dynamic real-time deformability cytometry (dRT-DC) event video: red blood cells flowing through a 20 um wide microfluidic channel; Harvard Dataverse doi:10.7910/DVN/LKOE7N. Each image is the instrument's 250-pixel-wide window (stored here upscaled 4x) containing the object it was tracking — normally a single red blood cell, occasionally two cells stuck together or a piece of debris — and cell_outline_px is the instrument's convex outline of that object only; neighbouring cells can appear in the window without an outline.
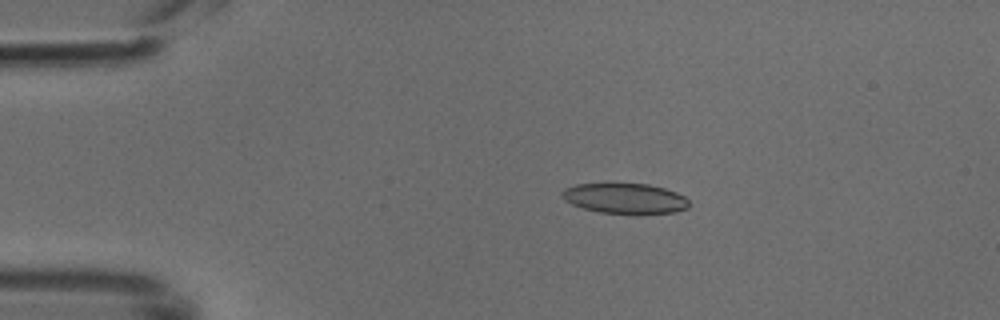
{"species": "common noctule bat (a hibernating species)", "species_latin": "Nyctalus noctula", "temperature_condition": "cold", "stored_images_in_passage": 49, "camera_frame_rate_fps": 3000, "um_per_image_px": 0.085, "animal": {"sex": "male", "body_mass_g": 18.8}, "frame": {"image": 1, "passage_image": 10, "time_ms": 3.0, "image_size_px": [1000, 320], "cell_outline_px": [[688, 208], [676, 212], [600, 212], [584, 208], [572, 204], [564, 200], [564, 188], [576, 184], [648, 184], [664, 188], [676, 192], [684, 196], [688, 200]], "centroid_in_image_um": [53.14, 16.84], "position_along_channel_um": 31.9, "area_um2": 21.68}}
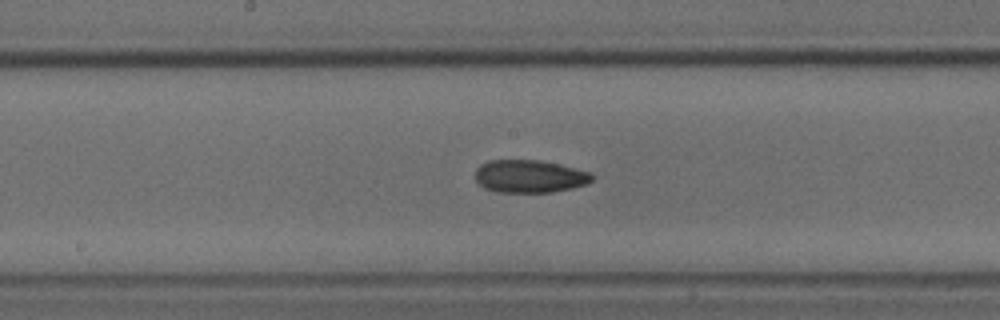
{"frame": {"image": 2, "passage_image": 26, "time_ms": 8.333, "image_size_px": [1000, 320], "cell_outline_px": [[592, 180], [588, 184], [572, 188], [552, 192], [496, 192], [484, 188], [476, 180], [476, 168], [480, 164], [488, 160], [540, 160], [588, 172], [592, 176]], "centroid_in_image_um": [44.97, 14.99], "position_along_channel_um": 203.2, "area_um2": 22.14}}
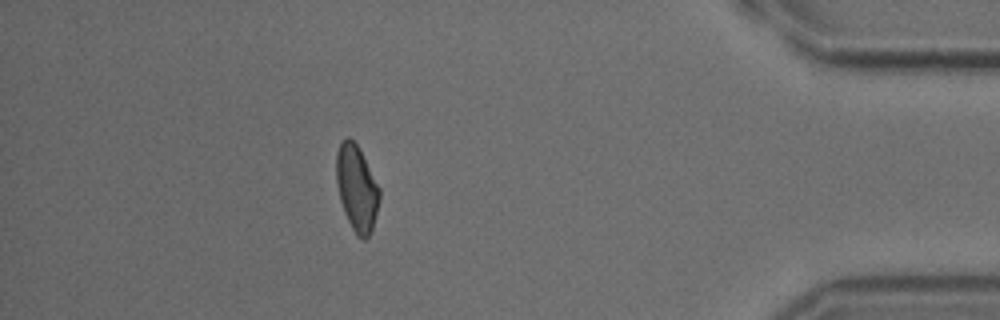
{"frame": {"image": 3, "passage_image": 44, "time_ms": 14.333, "image_size_px": [1000, 320], "cell_outline_px": [[380, 200], [372, 232], [364, 240], [356, 236], [344, 212], [340, 200], [336, 180], [336, 152], [340, 144], [348, 136], [356, 144], [380, 188]], "centroid_in_image_um": [30.33, 16.04], "position_along_channel_um": 404.9, "area_um2": 21.5}}